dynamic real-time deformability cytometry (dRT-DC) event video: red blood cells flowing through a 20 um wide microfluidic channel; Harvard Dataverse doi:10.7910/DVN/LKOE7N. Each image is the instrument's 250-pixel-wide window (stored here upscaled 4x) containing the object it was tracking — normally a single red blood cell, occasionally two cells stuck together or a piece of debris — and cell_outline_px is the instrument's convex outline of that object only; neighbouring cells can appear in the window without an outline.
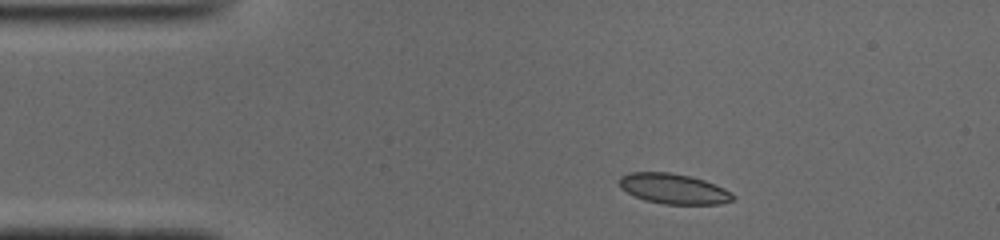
{"species": "common noctule bat (a hibernating species)", "species_latin": "Nyctalus noctula", "temperature_condition": "cold", "stored_images_in_passage": 43, "camera_frame_rate_fps": 3000, "um_per_image_px": 0.085, "animal": {"sex": "male", "body_mass_g": 19.0, "forearm_length_mm": 50.8}, "frame": {"image": 1, "passage_image": 1, "time_ms": 0.0, "image_size_px": [1000, 240], "cell_outline_px": [[736, 200], [720, 204], [664, 204], [644, 200], [620, 188], [620, 176], [632, 172], [668, 172], [692, 176], [704, 180], [724, 188], [736, 196]], "centroid_in_image_um": [57.3, 16.05], "position_along_channel_um": 27.7, "area_um2": 20.06}}
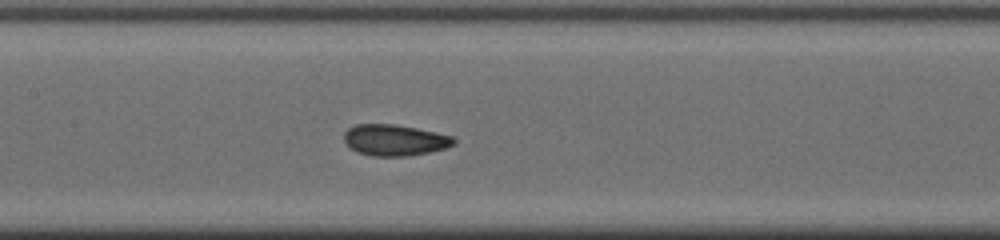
{"frame": {"image": 2, "passage_image": 16, "time_ms": 5.0, "image_size_px": [1000, 240], "cell_outline_px": [[456, 144], [444, 148], [428, 152], [408, 156], [372, 156], [356, 152], [348, 148], [344, 140], [344, 132], [348, 128], [356, 124], [392, 124], [416, 128], [452, 136], [456, 140]], "centroid_in_image_um": [33.5, 11.91], "position_along_channel_um": 173.9, "area_um2": 20.0}}
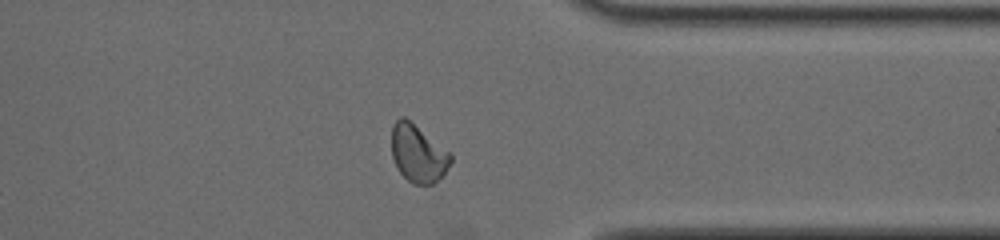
{"frame": {"image": 3, "passage_image": 32, "time_ms": 10.333, "image_size_px": [1000, 240], "cell_outline_px": [[452, 160], [444, 172], [432, 184], [412, 184], [396, 168], [392, 156], [392, 124], [400, 116], [404, 116], [448, 152], [452, 156]], "centroid_in_image_um": [35.48, 13.05], "position_along_channel_um": 375.9, "area_um2": 19.31}, "authors_computed_cell_mechanics": {"area_um2": 19.9988, "velocity_mm_per_s": 3.9161, "shape_relaxation_time_tau1_ms": 4.649, "shape_relaxation_time_tau2_ms": 1.2393, "deformation_change_tau1": 0.1141, "deformation_change_tau2": 0.0608}}